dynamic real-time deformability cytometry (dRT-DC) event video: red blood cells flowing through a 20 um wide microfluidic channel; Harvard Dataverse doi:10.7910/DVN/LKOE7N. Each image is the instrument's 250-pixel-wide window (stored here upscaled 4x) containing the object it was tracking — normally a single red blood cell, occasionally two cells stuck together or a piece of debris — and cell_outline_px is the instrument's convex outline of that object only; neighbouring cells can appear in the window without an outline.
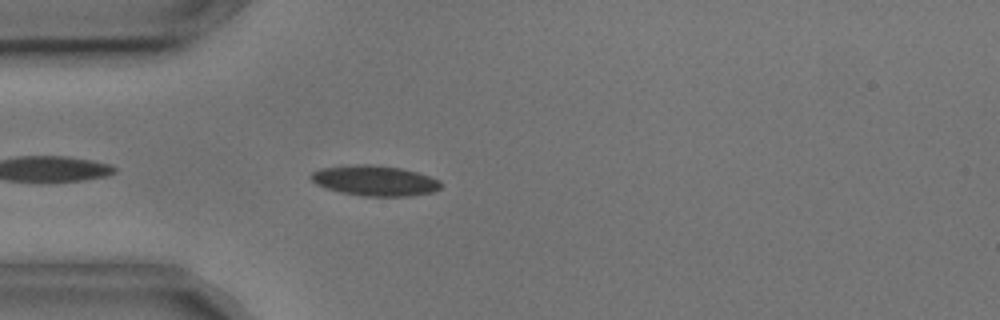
{"species": "common noctule bat (a hibernating species)", "species_latin": "Nyctalus noctula", "temperature_condition": "cold", "stored_images_in_passage": 42, "camera_frame_rate_fps": 3000, "um_per_image_px": 0.085, "animal": {"sex": "male", "body_mass_g": 17.9, "forearm_length_mm": 54.2}, "frame": {"image": 1, "passage_image": 4, "time_ms": 1.0, "image_size_px": [1000, 320], "cell_outline_px": [[440, 188], [432, 192], [408, 196], [360, 196], [340, 192], [324, 188], [316, 184], [308, 176], [312, 172], [320, 168], [356, 164], [372, 164], [400, 168], [416, 172], [440, 180]], "centroid_in_image_um": [31.8, 15.35], "position_along_channel_um": 53.2, "area_um2": 23.0}}
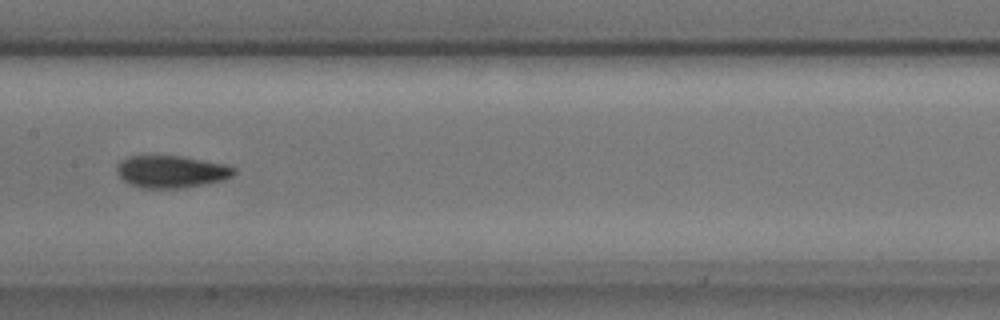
{"frame": {"image": 2, "passage_image": 16, "time_ms": 5.0, "image_size_px": [1000, 320], "cell_outline_px": [[236, 172], [232, 176], [224, 180], [184, 188], [140, 188], [128, 184], [116, 172], [116, 164], [120, 160], [128, 156], [184, 156], [224, 164], [236, 168]], "centroid_in_image_um": [14.54, 14.59], "position_along_channel_um": 192.9, "area_um2": 22.25}}
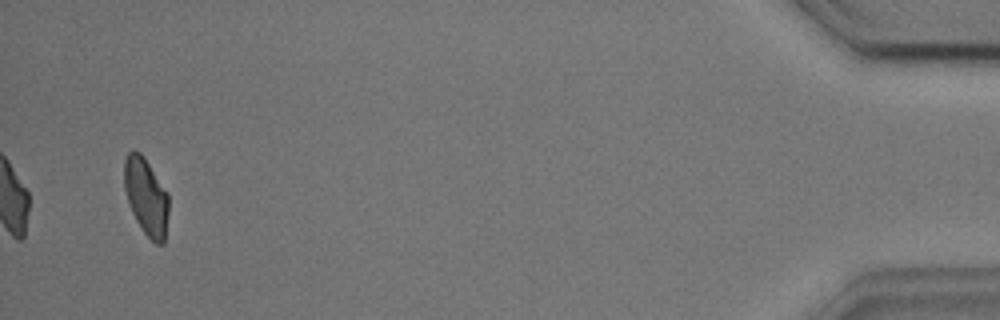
{"frame": {"image": 3, "passage_image": 42, "time_ms": 13.667, "image_size_px": [1000, 320], "cell_outline_px": [[168, 212], [164, 244], [156, 244], [144, 232], [136, 220], [132, 212], [124, 188], [124, 160], [128, 152], [132, 148], [140, 152], [144, 156], [168, 192]], "centroid_in_image_um": [12.42, 16.67], "position_along_channel_um": 422.8, "area_um2": 20.06}, "authors_computed_cell_mechanics": {"area_um2": 21.2126, "velocity_mm_per_s": 3.6169, "shape_relaxation_time_tau1_ms": 5.4145, "shape_relaxation_time_tau2_ms": 1.751, "deformation_change_tau1": 0.1188, "deformation_change_tau2": 0.0583}}